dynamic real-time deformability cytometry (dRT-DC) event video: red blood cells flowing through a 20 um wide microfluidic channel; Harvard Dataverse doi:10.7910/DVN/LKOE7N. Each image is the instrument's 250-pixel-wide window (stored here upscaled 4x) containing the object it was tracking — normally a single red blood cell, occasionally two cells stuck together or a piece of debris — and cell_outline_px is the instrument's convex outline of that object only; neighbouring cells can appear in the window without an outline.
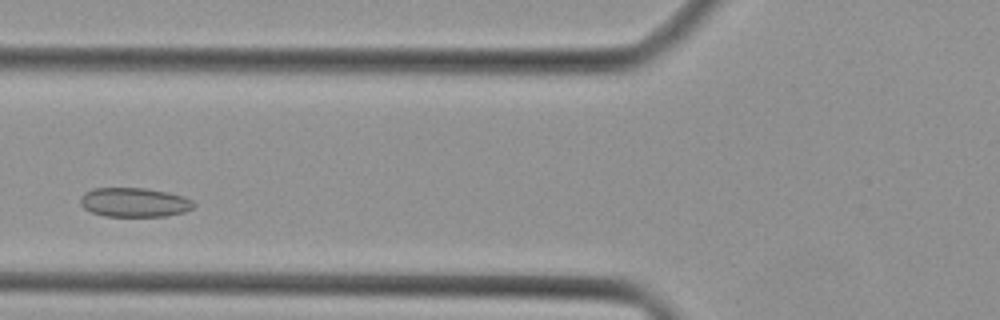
{"species": "Egyptian fruit bat (a non-hibernating species)", "species_latin": "Rousettus aegyptiacus", "temperature_condition": "cold", "stored_images_in_passage": 35, "camera_frame_rate_fps": 3000, "um_per_image_px": 0.085, "animal": {"sex": "female"}, "frame": {"image": 1, "passage_image": 8, "time_ms": 2.333, "image_size_px": [1000, 320], "cell_outline_px": [[196, 204], [192, 208], [184, 212], [164, 216], [104, 216], [92, 212], [84, 208], [80, 204], [80, 200], [84, 192], [92, 188], [144, 188], [168, 192], [184, 196], [192, 200]], "centroid_in_image_um": [11.42, 17.19], "position_along_channel_um": 114.4, "area_um2": 19.36}}
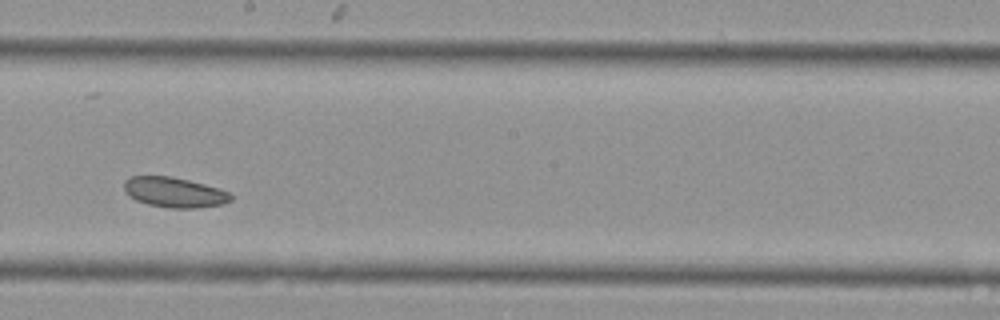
{"frame": {"image": 2, "passage_image": 16, "time_ms": 5.0, "image_size_px": [1000, 320], "cell_outline_px": [[232, 200], [224, 204], [196, 208], [168, 208], [148, 204], [136, 200], [128, 196], [124, 192], [124, 180], [132, 176], [172, 176], [220, 188], [232, 192]], "centroid_in_image_um": [14.84, 16.35], "position_along_channel_um": 233.4, "area_um2": 19.02}}
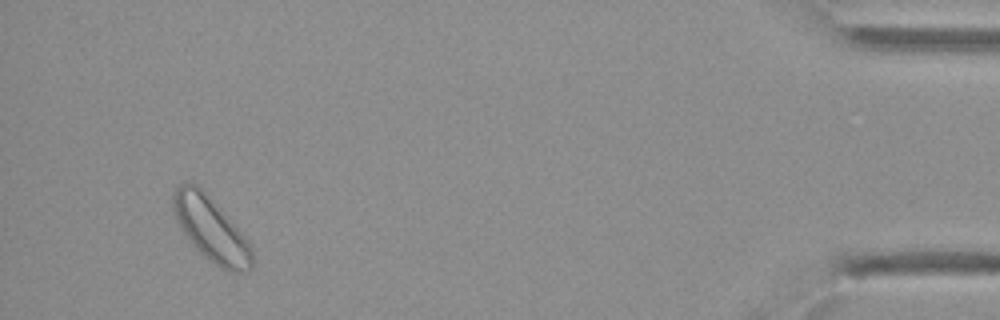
{"frame": {"image": 3, "passage_image": 33, "time_ms": 10.667, "image_size_px": [1000, 320], "cell_outline_px": [[252, 268], [248, 272], [228, 272], [220, 268], [204, 256], [192, 244], [180, 228], [176, 220], [172, 208], [172, 192], [180, 184], [192, 180], [208, 196], [252, 244]], "centroid_in_image_um": [17.92, 19.49], "position_along_channel_um": 417.3, "area_um2": 29.48}}